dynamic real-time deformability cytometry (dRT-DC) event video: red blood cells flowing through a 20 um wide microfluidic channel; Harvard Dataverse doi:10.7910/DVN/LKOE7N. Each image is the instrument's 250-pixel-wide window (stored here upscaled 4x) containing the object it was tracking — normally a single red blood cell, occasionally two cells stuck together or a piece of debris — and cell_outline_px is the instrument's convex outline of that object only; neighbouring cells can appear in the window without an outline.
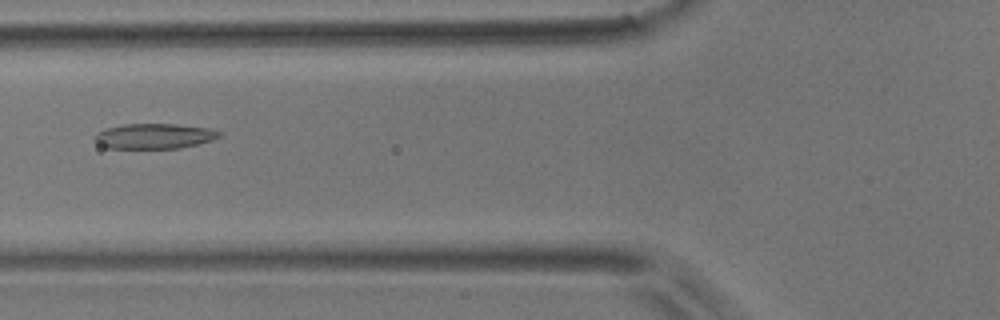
{"species": "common noctule bat (a hibernating species)", "species_latin": "Nyctalus noctula", "temperature_condition": "room temperature", "stored_images_in_passage": 7, "camera_frame_rate_fps": 3000, "um_per_image_px": 0.085, "animal": {"sex": "male", "body_mass_g": 17.9}, "frame": {"image": 1, "passage_image": 5, "time_ms": 4.667, "image_size_px": [1000, 320], "cell_outline_px": [[220, 136], [212, 140], [180, 148], [108, 148], [92, 140], [96, 132], [104, 128], [124, 124], [176, 124], [212, 128], [220, 132]], "centroid_in_image_um": [13.08, 11.56], "position_along_channel_um": 112.7, "area_um2": 18.38}}
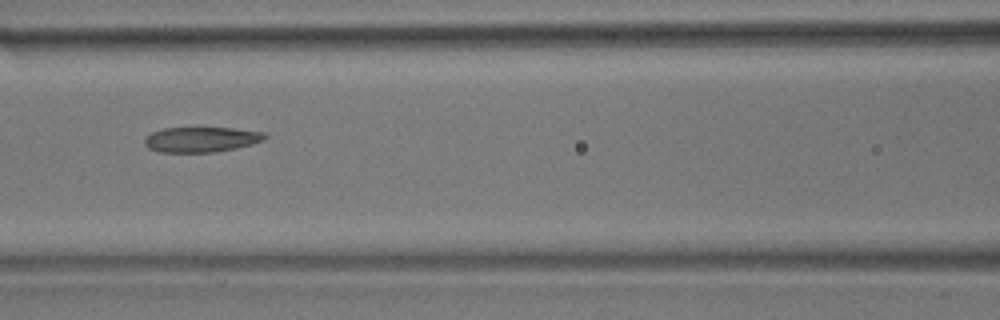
{"frame": {"image": 2, "passage_image": 6, "time_ms": 5.667, "image_size_px": [1000, 320], "cell_outline_px": [[268, 136], [264, 140], [252, 144], [236, 148], [216, 152], [160, 152], [148, 148], [144, 144], [144, 140], [152, 132], [164, 128], [232, 128], [264, 132]], "centroid_in_image_um": [17.12, 11.86], "position_along_channel_um": 149.5, "area_um2": 17.63}}
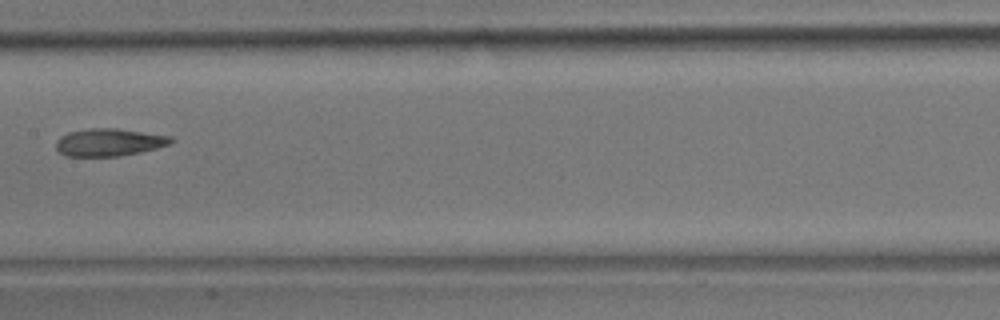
{"frame": {"image": 3, "passage_image": 7, "time_ms": 7.0, "image_size_px": [1000, 320], "cell_outline_px": [[176, 140], [168, 144], [156, 148], [140, 152], [120, 156], [64, 156], [56, 148], [56, 140], [60, 136], [68, 132], [88, 128], [116, 128], [172, 136]], "centroid_in_image_um": [9.26, 12.09], "position_along_channel_um": 198.1, "area_um2": 18.55}}